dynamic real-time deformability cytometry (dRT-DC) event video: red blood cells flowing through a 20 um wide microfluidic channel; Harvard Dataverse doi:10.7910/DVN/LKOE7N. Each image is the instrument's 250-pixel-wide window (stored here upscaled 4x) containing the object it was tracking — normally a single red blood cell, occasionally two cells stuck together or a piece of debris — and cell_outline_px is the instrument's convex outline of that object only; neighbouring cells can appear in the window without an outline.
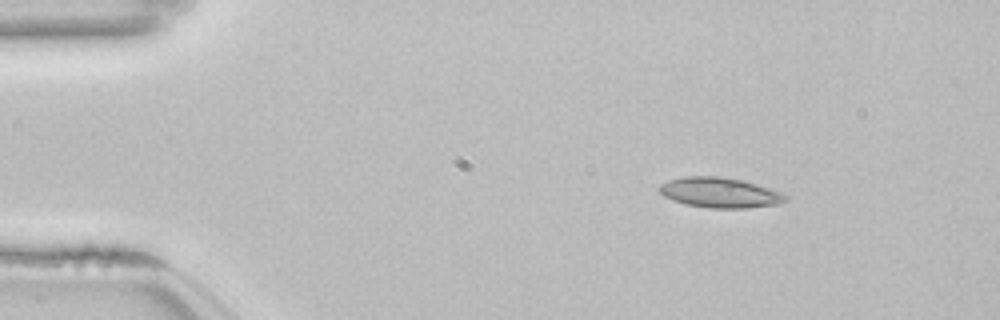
{"species": "common noctule bat (a hibernating species)", "species_latin": "Nyctalus noctula", "temperature_condition": "room temperature", "stored_images_in_passage": 10, "camera_frame_rate_fps": 3000, "um_per_image_px": 0.085, "animal": {"sex": "female", "body_mass_g": 22.7, "forearm_length_mm": 54.2}, "frame": {"image": 1, "passage_image": 1, "time_ms": 0.0, "image_size_px": [1000, 320], "cell_outline_px": [[788, 200], [776, 204], [744, 208], [708, 208], [684, 204], [672, 200], [664, 196], [656, 188], [660, 184], [668, 180], [684, 176], [720, 176], [744, 180], [784, 192], [788, 196]], "centroid_in_image_um": [61.18, 16.36], "position_along_channel_um": 23.8, "area_um2": 22.54}}
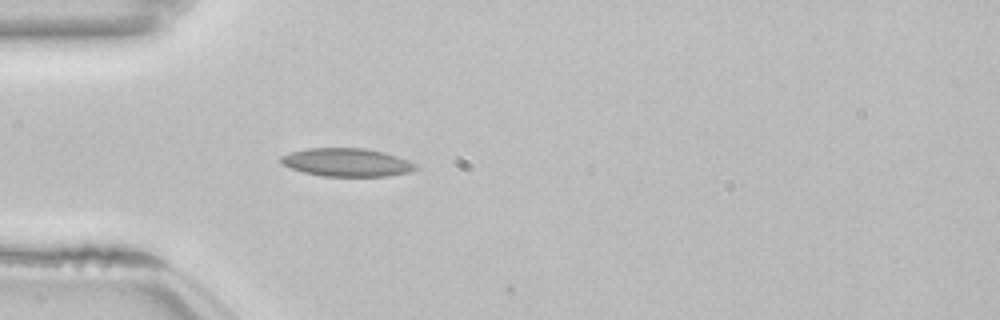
{"frame": {"image": 2, "passage_image": 9, "time_ms": 2.667, "image_size_px": [1000, 320], "cell_outline_px": [[420, 168], [412, 172], [388, 176], [324, 176], [304, 172], [280, 164], [280, 156], [292, 152], [308, 148], [364, 148], [384, 152], [408, 160], [416, 164]], "centroid_in_image_um": [29.51, 13.8], "position_along_channel_um": 55.5, "area_um2": 22.2}}